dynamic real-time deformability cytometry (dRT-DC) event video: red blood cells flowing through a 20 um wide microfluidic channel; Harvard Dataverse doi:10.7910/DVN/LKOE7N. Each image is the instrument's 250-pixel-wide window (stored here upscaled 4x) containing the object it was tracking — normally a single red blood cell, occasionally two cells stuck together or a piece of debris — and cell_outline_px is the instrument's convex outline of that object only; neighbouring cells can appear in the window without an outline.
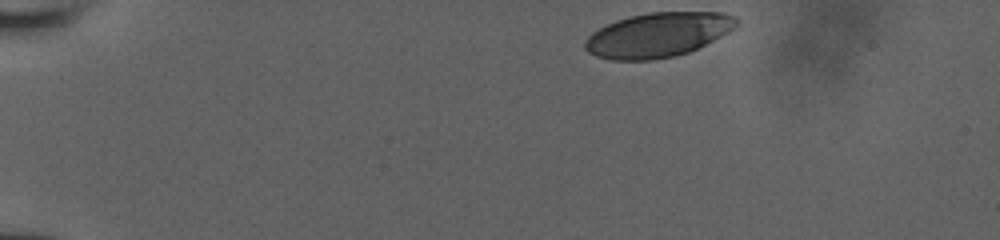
{"species": "human", "species_latin": "Homo sapiens", "temperature_condition": "room temperature", "stored_images_in_passage": 36, "camera_frame_rate_fps": 3000, "um_per_image_px": 0.085, "donor": {"sex": "male"}, "frame": {"image": 1, "passage_image": 1, "time_ms": 0.0, "image_size_px": [1000, 240], "cell_outline_px": [[740, 20], [728, 32], [688, 52], [672, 56], [648, 60], [612, 60], [596, 56], [588, 52], [584, 48], [584, 40], [592, 32], [616, 20], [628, 16], [648, 12], [724, 12], [736, 16]], "centroid_in_image_um": [55.89, 2.95], "position_along_channel_um": 29.1, "area_um2": 39.07}}
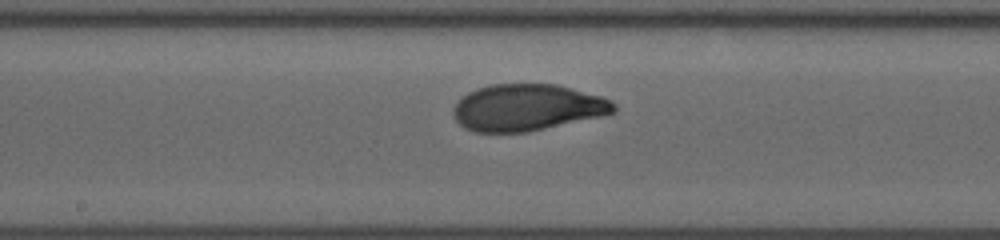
{"frame": {"image": 2, "passage_image": 21, "time_ms": 6.667, "image_size_px": [1000, 240], "cell_outline_px": [[616, 108], [612, 112], [600, 116], [528, 132], [476, 132], [464, 128], [452, 116], [452, 108], [468, 92], [476, 88], [492, 84], [556, 84], [600, 96], [612, 100], [616, 104]], "centroid_in_image_um": [44.77, 9.14], "position_along_channel_um": 203.4, "area_um2": 43.41}}
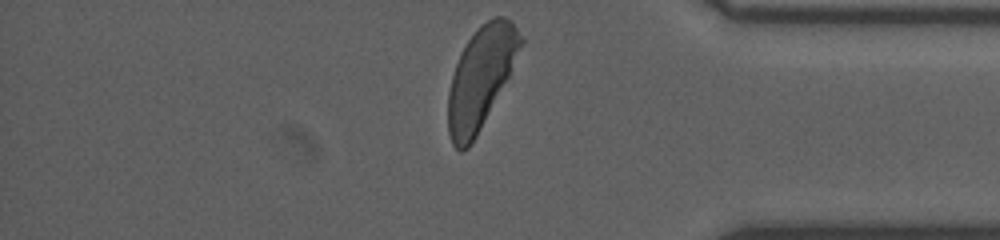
{"frame": {"image": 3, "passage_image": 36, "time_ms": 11.667, "image_size_px": [1000, 240], "cell_outline_px": [[524, 40], [508, 76], [476, 136], [468, 148], [460, 152], [452, 144], [448, 132], [448, 92], [452, 76], [460, 52], [476, 28], [480, 24], [496, 16], [504, 16], [512, 20], [524, 36]], "centroid_in_image_um": [40.86, 6.56], "position_along_channel_um": 394.3, "area_um2": 42.43}}